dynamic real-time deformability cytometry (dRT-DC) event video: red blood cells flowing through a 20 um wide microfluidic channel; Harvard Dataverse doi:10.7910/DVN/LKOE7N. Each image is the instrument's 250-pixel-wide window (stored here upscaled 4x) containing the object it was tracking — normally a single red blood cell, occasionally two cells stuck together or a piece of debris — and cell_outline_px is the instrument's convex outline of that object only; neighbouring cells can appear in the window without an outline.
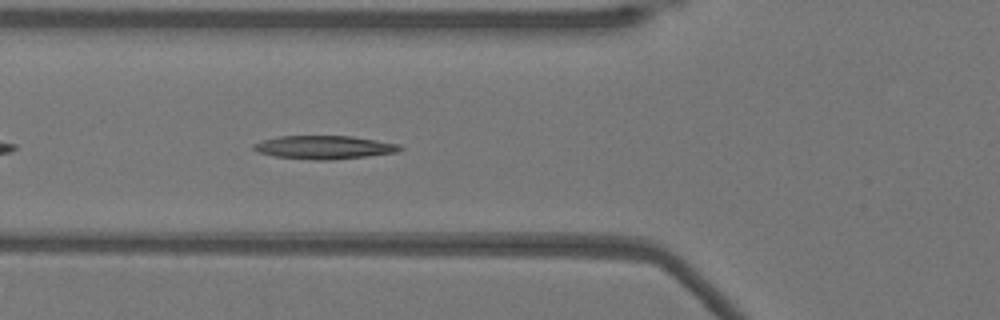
{"species": "Egyptian fruit bat (a non-hibernating species)", "species_latin": "Rousettus aegyptiacus", "temperature_condition": "warm", "stored_images_in_passage": 39, "camera_frame_rate_fps": 3000, "um_per_image_px": 0.085, "animal": {"sex": "female"}, "frame": {"image": 1, "passage_image": 6, "time_ms": 1.667, "image_size_px": [1000, 320], "cell_outline_px": [[404, 148], [396, 152], [368, 156], [332, 160], [316, 160], [276, 156], [260, 152], [252, 148], [252, 144], [260, 140], [280, 136], [352, 136], [400, 144]], "centroid_in_image_um": [27.57, 12.51], "position_along_channel_um": 98.2, "area_um2": 19.88}}
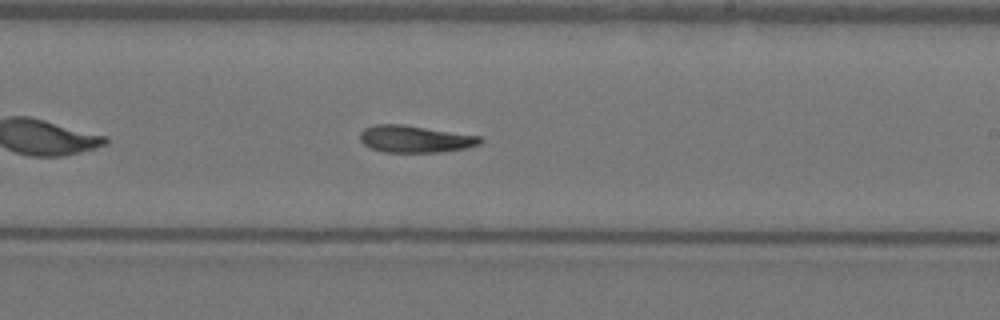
{"frame": {"image": 2, "passage_image": 18, "time_ms": 5.667, "image_size_px": [1000, 320], "cell_outline_px": [[484, 140], [480, 144], [468, 148], [440, 152], [384, 152], [368, 148], [360, 140], [360, 132], [364, 128], [372, 124], [404, 124], [480, 136]], "centroid_in_image_um": [35.27, 11.81], "position_along_channel_um": 253.7, "area_um2": 19.19}}
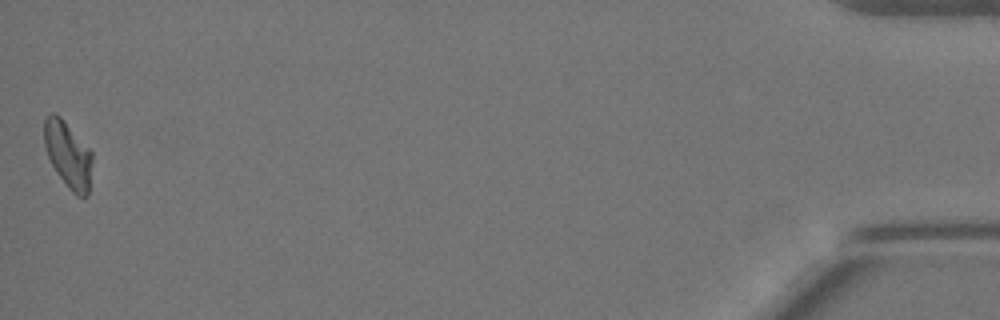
{"frame": {"image": 3, "passage_image": 39, "time_ms": 12.667, "image_size_px": [1000, 320], "cell_outline_px": [[92, 164], [88, 196], [84, 200], [76, 196], [68, 188], [56, 172], [48, 156], [44, 144], [44, 120], [52, 112], [56, 112], [60, 116], [92, 152]], "centroid_in_image_um": [5.8, 13.19], "position_along_channel_um": 429.4, "area_um2": 18.67}}